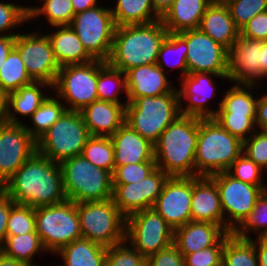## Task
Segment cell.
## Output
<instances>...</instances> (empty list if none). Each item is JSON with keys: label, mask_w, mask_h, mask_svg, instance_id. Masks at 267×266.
I'll return each mask as SVG.
<instances>
[{"label": "cell", "mask_w": 267, "mask_h": 266, "mask_svg": "<svg viewBox=\"0 0 267 266\" xmlns=\"http://www.w3.org/2000/svg\"><path fill=\"white\" fill-rule=\"evenodd\" d=\"M2 190L19 205L33 208L66 200L60 164L36 152L3 185Z\"/></svg>", "instance_id": "6da1fadb"}, {"label": "cell", "mask_w": 267, "mask_h": 266, "mask_svg": "<svg viewBox=\"0 0 267 266\" xmlns=\"http://www.w3.org/2000/svg\"><path fill=\"white\" fill-rule=\"evenodd\" d=\"M168 34L161 20L149 24L118 26L115 28L112 51L107 62L123 73L133 67L154 65Z\"/></svg>", "instance_id": "7a4b0ae2"}, {"label": "cell", "mask_w": 267, "mask_h": 266, "mask_svg": "<svg viewBox=\"0 0 267 266\" xmlns=\"http://www.w3.org/2000/svg\"><path fill=\"white\" fill-rule=\"evenodd\" d=\"M198 117L180 115L154 144L156 166L169 177H194Z\"/></svg>", "instance_id": "3957f363"}, {"label": "cell", "mask_w": 267, "mask_h": 266, "mask_svg": "<svg viewBox=\"0 0 267 266\" xmlns=\"http://www.w3.org/2000/svg\"><path fill=\"white\" fill-rule=\"evenodd\" d=\"M243 142L222 128L213 118H198L195 176L227 172L242 154Z\"/></svg>", "instance_id": "277c9868"}, {"label": "cell", "mask_w": 267, "mask_h": 266, "mask_svg": "<svg viewBox=\"0 0 267 266\" xmlns=\"http://www.w3.org/2000/svg\"><path fill=\"white\" fill-rule=\"evenodd\" d=\"M60 168L66 199L75 203L112 199L113 177L109 171L95 166L82 155L64 160Z\"/></svg>", "instance_id": "5b68a950"}, {"label": "cell", "mask_w": 267, "mask_h": 266, "mask_svg": "<svg viewBox=\"0 0 267 266\" xmlns=\"http://www.w3.org/2000/svg\"><path fill=\"white\" fill-rule=\"evenodd\" d=\"M177 88L159 96L138 97L126 105L125 123L153 145L160 134L180 116Z\"/></svg>", "instance_id": "8992f818"}, {"label": "cell", "mask_w": 267, "mask_h": 266, "mask_svg": "<svg viewBox=\"0 0 267 266\" xmlns=\"http://www.w3.org/2000/svg\"><path fill=\"white\" fill-rule=\"evenodd\" d=\"M35 227L47 253L56 254L82 237L77 203L66 199L58 204L35 208Z\"/></svg>", "instance_id": "52a82bcc"}, {"label": "cell", "mask_w": 267, "mask_h": 266, "mask_svg": "<svg viewBox=\"0 0 267 266\" xmlns=\"http://www.w3.org/2000/svg\"><path fill=\"white\" fill-rule=\"evenodd\" d=\"M91 137L80 111L67 110L38 140L37 152L60 164L81 155Z\"/></svg>", "instance_id": "ba28073f"}, {"label": "cell", "mask_w": 267, "mask_h": 266, "mask_svg": "<svg viewBox=\"0 0 267 266\" xmlns=\"http://www.w3.org/2000/svg\"><path fill=\"white\" fill-rule=\"evenodd\" d=\"M82 237L105 247L126 239V217L112 199L77 203Z\"/></svg>", "instance_id": "9c48e42d"}, {"label": "cell", "mask_w": 267, "mask_h": 266, "mask_svg": "<svg viewBox=\"0 0 267 266\" xmlns=\"http://www.w3.org/2000/svg\"><path fill=\"white\" fill-rule=\"evenodd\" d=\"M98 60L62 66L52 86L69 111H81L98 100ZM69 106V107H67Z\"/></svg>", "instance_id": "30bf717a"}, {"label": "cell", "mask_w": 267, "mask_h": 266, "mask_svg": "<svg viewBox=\"0 0 267 266\" xmlns=\"http://www.w3.org/2000/svg\"><path fill=\"white\" fill-rule=\"evenodd\" d=\"M110 8L99 5L75 14L69 25L87 53L93 59L105 62L111 55L116 28Z\"/></svg>", "instance_id": "8fae6325"}, {"label": "cell", "mask_w": 267, "mask_h": 266, "mask_svg": "<svg viewBox=\"0 0 267 266\" xmlns=\"http://www.w3.org/2000/svg\"><path fill=\"white\" fill-rule=\"evenodd\" d=\"M174 229L153 209L126 218V241L146 258L173 244Z\"/></svg>", "instance_id": "7c38bea8"}, {"label": "cell", "mask_w": 267, "mask_h": 266, "mask_svg": "<svg viewBox=\"0 0 267 266\" xmlns=\"http://www.w3.org/2000/svg\"><path fill=\"white\" fill-rule=\"evenodd\" d=\"M210 177L216 183L219 192L224 229L232 233L254 208L257 198L262 194L263 186L244 183L228 172L217 173Z\"/></svg>", "instance_id": "4fadbf2b"}, {"label": "cell", "mask_w": 267, "mask_h": 266, "mask_svg": "<svg viewBox=\"0 0 267 266\" xmlns=\"http://www.w3.org/2000/svg\"><path fill=\"white\" fill-rule=\"evenodd\" d=\"M14 48L19 52L30 78L53 86L60 66L55 58L49 38L42 32H18Z\"/></svg>", "instance_id": "5bb4252c"}, {"label": "cell", "mask_w": 267, "mask_h": 266, "mask_svg": "<svg viewBox=\"0 0 267 266\" xmlns=\"http://www.w3.org/2000/svg\"><path fill=\"white\" fill-rule=\"evenodd\" d=\"M187 43L188 74L215 73L228 76V50L199 29L178 33Z\"/></svg>", "instance_id": "9a60e30c"}, {"label": "cell", "mask_w": 267, "mask_h": 266, "mask_svg": "<svg viewBox=\"0 0 267 266\" xmlns=\"http://www.w3.org/2000/svg\"><path fill=\"white\" fill-rule=\"evenodd\" d=\"M37 152V141L24 124L0 123V184Z\"/></svg>", "instance_id": "2e32d148"}, {"label": "cell", "mask_w": 267, "mask_h": 266, "mask_svg": "<svg viewBox=\"0 0 267 266\" xmlns=\"http://www.w3.org/2000/svg\"><path fill=\"white\" fill-rule=\"evenodd\" d=\"M168 178L169 176L157 167L140 182L113 184L112 200L126 218L135 212L152 209Z\"/></svg>", "instance_id": "e0dca14e"}, {"label": "cell", "mask_w": 267, "mask_h": 266, "mask_svg": "<svg viewBox=\"0 0 267 266\" xmlns=\"http://www.w3.org/2000/svg\"><path fill=\"white\" fill-rule=\"evenodd\" d=\"M227 79L228 76H221L215 73L195 72L181 78L180 89L177 88L180 114L182 116H195L198 118H213L217 109H210L209 100L216 97L214 78ZM213 78V79H212ZM185 101L186 105L183 104ZM208 102V103H207ZM183 104V105H182ZM208 104V105H207Z\"/></svg>", "instance_id": "ac0fdd59"}, {"label": "cell", "mask_w": 267, "mask_h": 266, "mask_svg": "<svg viewBox=\"0 0 267 266\" xmlns=\"http://www.w3.org/2000/svg\"><path fill=\"white\" fill-rule=\"evenodd\" d=\"M192 177H169L152 209L175 230L191 218Z\"/></svg>", "instance_id": "d6986e66"}, {"label": "cell", "mask_w": 267, "mask_h": 266, "mask_svg": "<svg viewBox=\"0 0 267 266\" xmlns=\"http://www.w3.org/2000/svg\"><path fill=\"white\" fill-rule=\"evenodd\" d=\"M262 49L263 41L248 39L239 34L228 50V82L261 86Z\"/></svg>", "instance_id": "ffe728a7"}, {"label": "cell", "mask_w": 267, "mask_h": 266, "mask_svg": "<svg viewBox=\"0 0 267 266\" xmlns=\"http://www.w3.org/2000/svg\"><path fill=\"white\" fill-rule=\"evenodd\" d=\"M191 218L194 222L215 223L224 228L219 192L211 177H192Z\"/></svg>", "instance_id": "44dd1931"}, {"label": "cell", "mask_w": 267, "mask_h": 266, "mask_svg": "<svg viewBox=\"0 0 267 266\" xmlns=\"http://www.w3.org/2000/svg\"><path fill=\"white\" fill-rule=\"evenodd\" d=\"M164 72L157 64L133 67L125 72L126 101L133 102L138 97L159 96L171 93L172 86Z\"/></svg>", "instance_id": "7402d4cb"}, {"label": "cell", "mask_w": 267, "mask_h": 266, "mask_svg": "<svg viewBox=\"0 0 267 266\" xmlns=\"http://www.w3.org/2000/svg\"><path fill=\"white\" fill-rule=\"evenodd\" d=\"M115 166L155 162L154 145L124 123L111 137Z\"/></svg>", "instance_id": "603a6c76"}, {"label": "cell", "mask_w": 267, "mask_h": 266, "mask_svg": "<svg viewBox=\"0 0 267 266\" xmlns=\"http://www.w3.org/2000/svg\"><path fill=\"white\" fill-rule=\"evenodd\" d=\"M126 105L95 100L80 113L91 136L111 137L124 123Z\"/></svg>", "instance_id": "cb8c5ba5"}, {"label": "cell", "mask_w": 267, "mask_h": 266, "mask_svg": "<svg viewBox=\"0 0 267 266\" xmlns=\"http://www.w3.org/2000/svg\"><path fill=\"white\" fill-rule=\"evenodd\" d=\"M226 233L221 225L190 221L174 230L173 244L185 256L214 246Z\"/></svg>", "instance_id": "d4e9b609"}, {"label": "cell", "mask_w": 267, "mask_h": 266, "mask_svg": "<svg viewBox=\"0 0 267 266\" xmlns=\"http://www.w3.org/2000/svg\"><path fill=\"white\" fill-rule=\"evenodd\" d=\"M198 29L229 50L238 39L240 30L235 26L229 9L221 0H213L206 8Z\"/></svg>", "instance_id": "484cf974"}, {"label": "cell", "mask_w": 267, "mask_h": 266, "mask_svg": "<svg viewBox=\"0 0 267 266\" xmlns=\"http://www.w3.org/2000/svg\"><path fill=\"white\" fill-rule=\"evenodd\" d=\"M52 89V85L45 82H32L27 86H22L16 91L7 94V112L5 122L11 124H24L18 115L31 117L38 107L49 96L42 92L43 89Z\"/></svg>", "instance_id": "4316f807"}, {"label": "cell", "mask_w": 267, "mask_h": 266, "mask_svg": "<svg viewBox=\"0 0 267 266\" xmlns=\"http://www.w3.org/2000/svg\"><path fill=\"white\" fill-rule=\"evenodd\" d=\"M213 0H174L160 18L168 32L198 29L206 8Z\"/></svg>", "instance_id": "83f0119b"}, {"label": "cell", "mask_w": 267, "mask_h": 266, "mask_svg": "<svg viewBox=\"0 0 267 266\" xmlns=\"http://www.w3.org/2000/svg\"><path fill=\"white\" fill-rule=\"evenodd\" d=\"M53 28L55 31L46 35L60 67L70 64H84L94 60L84 49L79 37L69 25L53 26Z\"/></svg>", "instance_id": "f1b7e54d"}, {"label": "cell", "mask_w": 267, "mask_h": 266, "mask_svg": "<svg viewBox=\"0 0 267 266\" xmlns=\"http://www.w3.org/2000/svg\"><path fill=\"white\" fill-rule=\"evenodd\" d=\"M56 255L63 260V266H105L107 247L81 237L67 244Z\"/></svg>", "instance_id": "f546056e"}, {"label": "cell", "mask_w": 267, "mask_h": 266, "mask_svg": "<svg viewBox=\"0 0 267 266\" xmlns=\"http://www.w3.org/2000/svg\"><path fill=\"white\" fill-rule=\"evenodd\" d=\"M110 8L116 27L122 25L149 24L160 20L151 0H116Z\"/></svg>", "instance_id": "4dcf8cb0"}, {"label": "cell", "mask_w": 267, "mask_h": 266, "mask_svg": "<svg viewBox=\"0 0 267 266\" xmlns=\"http://www.w3.org/2000/svg\"><path fill=\"white\" fill-rule=\"evenodd\" d=\"M120 93L127 95L125 73L112 67L108 62L98 60V100L115 104H127V101L122 102L124 100Z\"/></svg>", "instance_id": "1f68e13d"}, {"label": "cell", "mask_w": 267, "mask_h": 266, "mask_svg": "<svg viewBox=\"0 0 267 266\" xmlns=\"http://www.w3.org/2000/svg\"><path fill=\"white\" fill-rule=\"evenodd\" d=\"M256 85L233 84L223 93V99L219 101L217 113L246 114L256 116L258 97H254Z\"/></svg>", "instance_id": "d6a6232c"}, {"label": "cell", "mask_w": 267, "mask_h": 266, "mask_svg": "<svg viewBox=\"0 0 267 266\" xmlns=\"http://www.w3.org/2000/svg\"><path fill=\"white\" fill-rule=\"evenodd\" d=\"M0 252L9 258L24 262L29 266H38L34 262V255L39 252L47 253L40 236L36 232L7 236L5 242L0 247Z\"/></svg>", "instance_id": "836d02e7"}, {"label": "cell", "mask_w": 267, "mask_h": 266, "mask_svg": "<svg viewBox=\"0 0 267 266\" xmlns=\"http://www.w3.org/2000/svg\"><path fill=\"white\" fill-rule=\"evenodd\" d=\"M28 21L35 20L41 16L47 20L50 26L70 25L74 18V8L71 0H46L37 6H24Z\"/></svg>", "instance_id": "e575fe53"}, {"label": "cell", "mask_w": 267, "mask_h": 266, "mask_svg": "<svg viewBox=\"0 0 267 266\" xmlns=\"http://www.w3.org/2000/svg\"><path fill=\"white\" fill-rule=\"evenodd\" d=\"M222 266H259L252 240L227 232L222 253Z\"/></svg>", "instance_id": "d590c367"}, {"label": "cell", "mask_w": 267, "mask_h": 266, "mask_svg": "<svg viewBox=\"0 0 267 266\" xmlns=\"http://www.w3.org/2000/svg\"><path fill=\"white\" fill-rule=\"evenodd\" d=\"M66 111L67 108L61 99L50 94L31 115V127L25 124L24 127L37 141Z\"/></svg>", "instance_id": "8d00e7d4"}, {"label": "cell", "mask_w": 267, "mask_h": 266, "mask_svg": "<svg viewBox=\"0 0 267 266\" xmlns=\"http://www.w3.org/2000/svg\"><path fill=\"white\" fill-rule=\"evenodd\" d=\"M188 52V46L186 41L178 34L169 32L167 38L163 42L157 57L156 64L166 73L171 71L166 68L168 65L169 67H173L176 70H179L182 73L181 78L185 77L188 74L187 69V62H186V55ZM176 54V56H174ZM172 55L171 57H169ZM175 58L174 63H171L172 60ZM166 64V65H165Z\"/></svg>", "instance_id": "74e56055"}, {"label": "cell", "mask_w": 267, "mask_h": 266, "mask_svg": "<svg viewBox=\"0 0 267 266\" xmlns=\"http://www.w3.org/2000/svg\"><path fill=\"white\" fill-rule=\"evenodd\" d=\"M34 82L19 52L13 48L0 68V86L8 94Z\"/></svg>", "instance_id": "f35d334b"}, {"label": "cell", "mask_w": 267, "mask_h": 266, "mask_svg": "<svg viewBox=\"0 0 267 266\" xmlns=\"http://www.w3.org/2000/svg\"><path fill=\"white\" fill-rule=\"evenodd\" d=\"M81 155L95 166L109 171L113 175L115 170L114 147L110 137L91 136Z\"/></svg>", "instance_id": "ab89813d"}, {"label": "cell", "mask_w": 267, "mask_h": 266, "mask_svg": "<svg viewBox=\"0 0 267 266\" xmlns=\"http://www.w3.org/2000/svg\"><path fill=\"white\" fill-rule=\"evenodd\" d=\"M250 232H256L254 238L267 234V197L263 193L257 198L252 211L232 233L243 239H252Z\"/></svg>", "instance_id": "60d3db41"}, {"label": "cell", "mask_w": 267, "mask_h": 266, "mask_svg": "<svg viewBox=\"0 0 267 266\" xmlns=\"http://www.w3.org/2000/svg\"><path fill=\"white\" fill-rule=\"evenodd\" d=\"M214 120L232 136L242 142L248 139L256 130V116L246 114L216 113ZM249 134V135H248Z\"/></svg>", "instance_id": "b9f144b4"}, {"label": "cell", "mask_w": 267, "mask_h": 266, "mask_svg": "<svg viewBox=\"0 0 267 266\" xmlns=\"http://www.w3.org/2000/svg\"><path fill=\"white\" fill-rule=\"evenodd\" d=\"M229 9L235 26L240 30L257 14L267 11V0H221Z\"/></svg>", "instance_id": "7bdbcfd3"}, {"label": "cell", "mask_w": 267, "mask_h": 266, "mask_svg": "<svg viewBox=\"0 0 267 266\" xmlns=\"http://www.w3.org/2000/svg\"><path fill=\"white\" fill-rule=\"evenodd\" d=\"M36 232L35 208L28 205L15 204L7 221V236L23 235Z\"/></svg>", "instance_id": "ee69618b"}, {"label": "cell", "mask_w": 267, "mask_h": 266, "mask_svg": "<svg viewBox=\"0 0 267 266\" xmlns=\"http://www.w3.org/2000/svg\"><path fill=\"white\" fill-rule=\"evenodd\" d=\"M227 172L235 179L251 185L264 186L266 183L262 178L265 171L243 153L232 163Z\"/></svg>", "instance_id": "f6af8a7d"}, {"label": "cell", "mask_w": 267, "mask_h": 266, "mask_svg": "<svg viewBox=\"0 0 267 266\" xmlns=\"http://www.w3.org/2000/svg\"><path fill=\"white\" fill-rule=\"evenodd\" d=\"M105 266H146V257L125 240L120 244L107 247Z\"/></svg>", "instance_id": "bcb514c9"}, {"label": "cell", "mask_w": 267, "mask_h": 266, "mask_svg": "<svg viewBox=\"0 0 267 266\" xmlns=\"http://www.w3.org/2000/svg\"><path fill=\"white\" fill-rule=\"evenodd\" d=\"M26 22L29 21L23 5L0 1V35L16 36L18 33L13 29Z\"/></svg>", "instance_id": "7dc6e473"}, {"label": "cell", "mask_w": 267, "mask_h": 266, "mask_svg": "<svg viewBox=\"0 0 267 266\" xmlns=\"http://www.w3.org/2000/svg\"><path fill=\"white\" fill-rule=\"evenodd\" d=\"M157 168L156 162L130 163L115 166L113 184H129L140 182Z\"/></svg>", "instance_id": "c3c4849f"}, {"label": "cell", "mask_w": 267, "mask_h": 266, "mask_svg": "<svg viewBox=\"0 0 267 266\" xmlns=\"http://www.w3.org/2000/svg\"><path fill=\"white\" fill-rule=\"evenodd\" d=\"M242 153L267 172V131L256 130L243 141Z\"/></svg>", "instance_id": "681fc988"}, {"label": "cell", "mask_w": 267, "mask_h": 266, "mask_svg": "<svg viewBox=\"0 0 267 266\" xmlns=\"http://www.w3.org/2000/svg\"><path fill=\"white\" fill-rule=\"evenodd\" d=\"M225 235L214 245L184 256L185 266H222Z\"/></svg>", "instance_id": "f907efd6"}, {"label": "cell", "mask_w": 267, "mask_h": 266, "mask_svg": "<svg viewBox=\"0 0 267 266\" xmlns=\"http://www.w3.org/2000/svg\"><path fill=\"white\" fill-rule=\"evenodd\" d=\"M146 266H185L184 256L174 244L149 255Z\"/></svg>", "instance_id": "816d5d0a"}, {"label": "cell", "mask_w": 267, "mask_h": 266, "mask_svg": "<svg viewBox=\"0 0 267 266\" xmlns=\"http://www.w3.org/2000/svg\"><path fill=\"white\" fill-rule=\"evenodd\" d=\"M240 35L258 41L267 40V11L257 14L241 29Z\"/></svg>", "instance_id": "f5cc1de1"}, {"label": "cell", "mask_w": 267, "mask_h": 266, "mask_svg": "<svg viewBox=\"0 0 267 266\" xmlns=\"http://www.w3.org/2000/svg\"><path fill=\"white\" fill-rule=\"evenodd\" d=\"M16 203L2 190L0 191V247L7 237V221L11 208Z\"/></svg>", "instance_id": "db71d44e"}, {"label": "cell", "mask_w": 267, "mask_h": 266, "mask_svg": "<svg viewBox=\"0 0 267 266\" xmlns=\"http://www.w3.org/2000/svg\"><path fill=\"white\" fill-rule=\"evenodd\" d=\"M255 124L258 130L267 131V96L258 98Z\"/></svg>", "instance_id": "11a10c76"}, {"label": "cell", "mask_w": 267, "mask_h": 266, "mask_svg": "<svg viewBox=\"0 0 267 266\" xmlns=\"http://www.w3.org/2000/svg\"><path fill=\"white\" fill-rule=\"evenodd\" d=\"M258 258L259 266H267V236L251 239Z\"/></svg>", "instance_id": "9f6ffc18"}, {"label": "cell", "mask_w": 267, "mask_h": 266, "mask_svg": "<svg viewBox=\"0 0 267 266\" xmlns=\"http://www.w3.org/2000/svg\"><path fill=\"white\" fill-rule=\"evenodd\" d=\"M15 46V36L0 35V68Z\"/></svg>", "instance_id": "6f0895ef"}, {"label": "cell", "mask_w": 267, "mask_h": 266, "mask_svg": "<svg viewBox=\"0 0 267 266\" xmlns=\"http://www.w3.org/2000/svg\"><path fill=\"white\" fill-rule=\"evenodd\" d=\"M74 8V13L78 14L88 9L97 7L98 0H71ZM98 2V3H97Z\"/></svg>", "instance_id": "680465c9"}, {"label": "cell", "mask_w": 267, "mask_h": 266, "mask_svg": "<svg viewBox=\"0 0 267 266\" xmlns=\"http://www.w3.org/2000/svg\"><path fill=\"white\" fill-rule=\"evenodd\" d=\"M173 1L174 0H151V3L155 12L162 17L173 4Z\"/></svg>", "instance_id": "91938a15"}, {"label": "cell", "mask_w": 267, "mask_h": 266, "mask_svg": "<svg viewBox=\"0 0 267 266\" xmlns=\"http://www.w3.org/2000/svg\"><path fill=\"white\" fill-rule=\"evenodd\" d=\"M7 112V93L0 86V123L5 122Z\"/></svg>", "instance_id": "94428289"}, {"label": "cell", "mask_w": 267, "mask_h": 266, "mask_svg": "<svg viewBox=\"0 0 267 266\" xmlns=\"http://www.w3.org/2000/svg\"><path fill=\"white\" fill-rule=\"evenodd\" d=\"M0 266H29L24 262L9 258L0 252Z\"/></svg>", "instance_id": "6125c7cd"}, {"label": "cell", "mask_w": 267, "mask_h": 266, "mask_svg": "<svg viewBox=\"0 0 267 266\" xmlns=\"http://www.w3.org/2000/svg\"><path fill=\"white\" fill-rule=\"evenodd\" d=\"M261 73L262 76L267 75V40L263 41V49L261 50Z\"/></svg>", "instance_id": "be15d7a7"}, {"label": "cell", "mask_w": 267, "mask_h": 266, "mask_svg": "<svg viewBox=\"0 0 267 266\" xmlns=\"http://www.w3.org/2000/svg\"><path fill=\"white\" fill-rule=\"evenodd\" d=\"M267 184H265L262 188V193L267 197Z\"/></svg>", "instance_id": "e7e4bbea"}, {"label": "cell", "mask_w": 267, "mask_h": 266, "mask_svg": "<svg viewBox=\"0 0 267 266\" xmlns=\"http://www.w3.org/2000/svg\"><path fill=\"white\" fill-rule=\"evenodd\" d=\"M264 78L267 79V75L266 76H263V79L262 80H264ZM263 96H267V94H264Z\"/></svg>", "instance_id": "03108f58"}]
</instances>
